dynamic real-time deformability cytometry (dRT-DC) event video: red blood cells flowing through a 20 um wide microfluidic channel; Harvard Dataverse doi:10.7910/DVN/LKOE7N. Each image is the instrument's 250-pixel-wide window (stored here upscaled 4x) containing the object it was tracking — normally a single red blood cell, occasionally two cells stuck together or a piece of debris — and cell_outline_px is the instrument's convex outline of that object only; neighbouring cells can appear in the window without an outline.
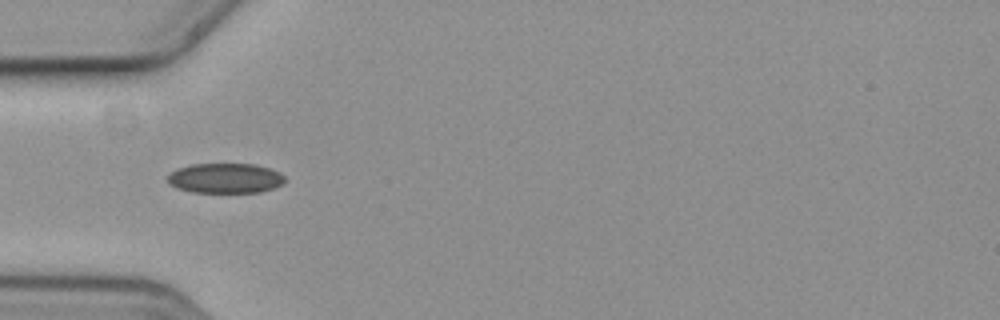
{"species": "common noctule bat (a hibernating species)", "species_latin": "Nyctalus noctula", "temperature_condition": "cold", "stored_images_in_passage": 5, "camera_frame_rate_fps": 3000, "um_per_image_px": 0.085, "animal": {"sex": "female", "body_mass_g": 19.3, "forearm_length_mm": 54.1}, "frame": {"image": 1, "passage_image": 1, "time_ms": 0.0, "image_size_px": [1000, 320], "cell_outline_px": [[284, 180], [280, 184], [272, 188], [260, 192], [192, 192], [176, 188], [168, 184], [168, 176], [176, 168], [192, 164], [256, 164], [280, 172], [284, 176]], "centroid_in_image_um": [19.11, 15.14], "position_along_channel_um": 65.9, "area_um2": 20.4}}